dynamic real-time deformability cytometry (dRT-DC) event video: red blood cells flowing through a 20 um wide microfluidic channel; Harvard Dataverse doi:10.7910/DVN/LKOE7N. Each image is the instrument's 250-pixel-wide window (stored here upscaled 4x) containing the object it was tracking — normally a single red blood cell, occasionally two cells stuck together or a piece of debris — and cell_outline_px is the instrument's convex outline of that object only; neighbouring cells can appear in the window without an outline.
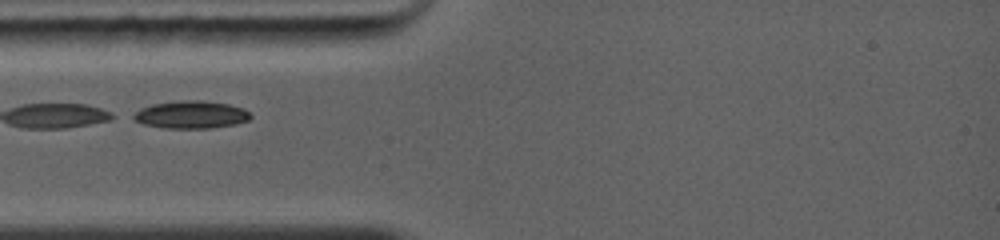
{"species": "common noctule bat (a hibernating species)", "species_latin": "Nyctalus noctula", "temperature_condition": "warm", "stored_images_in_passage": 43, "camera_frame_rate_fps": 5000, "um_per_image_px": 0.085, "animal": {"sex": "female", "body_mass_g": 19.0, "forearm_length_mm": 56.7}, "frame": {"image": 1, "passage_image": 1, "time_ms": 0.0, "image_size_px": [1000, 240], "cell_outline_px": [[252, 116], [248, 120], [236, 124], [212, 128], [164, 128], [144, 124], [132, 120], [128, 116], [140, 108], [152, 104], [184, 100], [200, 100], [228, 104], [244, 108]], "centroid_in_image_um": [16.19, 9.75], "position_along_channel_um": 68.8, "area_um2": 19.02}}
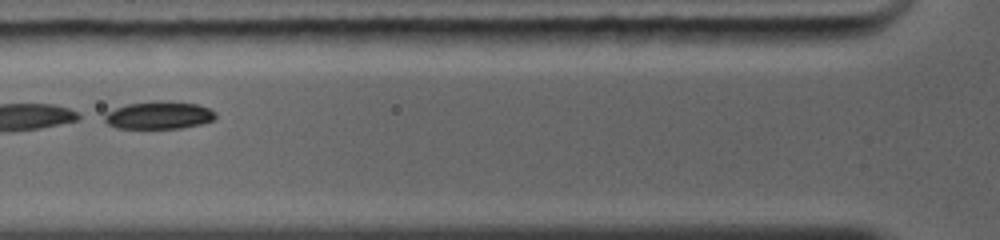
{"frame": {"image": 2, "passage_image": 5, "time_ms": 1.0, "image_size_px": [1000, 240], "cell_outline_px": [[216, 120], [200, 124], [180, 128], [116, 128], [108, 124], [104, 120], [104, 116], [108, 112], [116, 108], [128, 104], [156, 100], [160, 100], [200, 104], [216, 112]], "centroid_in_image_um": [13.55, 9.79], "position_along_channel_um": 112.2, "area_um2": 17.98}}